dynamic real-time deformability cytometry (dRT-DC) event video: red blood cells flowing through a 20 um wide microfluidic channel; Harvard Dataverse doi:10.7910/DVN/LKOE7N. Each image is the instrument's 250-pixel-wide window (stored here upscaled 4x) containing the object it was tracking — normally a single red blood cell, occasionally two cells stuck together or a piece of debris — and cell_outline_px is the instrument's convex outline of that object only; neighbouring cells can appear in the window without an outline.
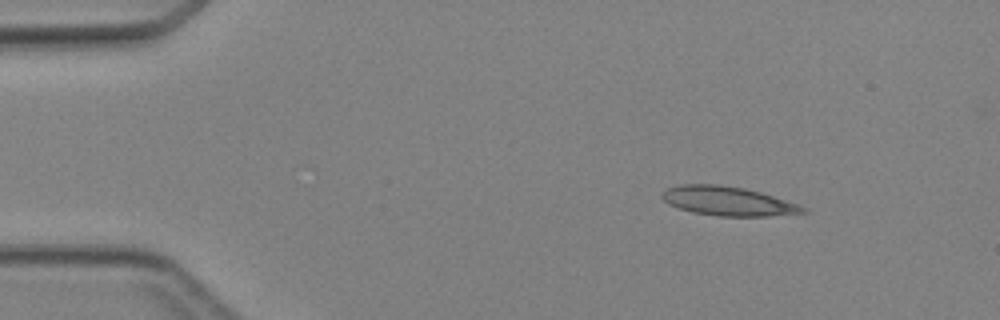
{"species": "Egyptian fruit bat (a non-hibernating species)", "species_latin": "Rousettus aegyptiacus", "temperature_condition": "cold", "stored_images_in_passage": 3, "camera_frame_rate_fps": 3000, "um_per_image_px": 0.085, "animal": {"sex": "female"}, "frame": {"image": 1, "passage_image": 1, "time_ms": 0.0, "image_size_px": [1000, 320], "cell_outline_px": [[808, 212], [768, 216], [720, 216], [692, 212], [668, 204], [660, 196], [660, 192], [668, 188], [680, 184], [720, 184], [744, 188], [760, 192], [800, 204], [808, 208]], "centroid_in_image_um": [61.88, 17.09], "position_along_channel_um": 23.1, "area_um2": 24.04}}
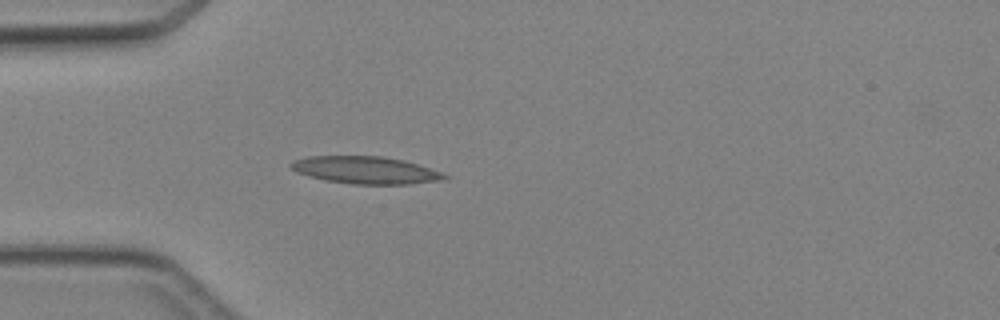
{"frame": {"image": 2, "passage_image": 3, "time_ms": 2.333, "image_size_px": [1000, 320], "cell_outline_px": [[452, 176], [444, 180], [408, 184], [352, 184], [328, 180], [308, 176], [296, 172], [288, 164], [292, 160], [308, 156], [380, 156], [404, 160]], "centroid_in_image_um": [31.06, 14.46], "position_along_channel_um": 53.9, "area_um2": 24.39}}